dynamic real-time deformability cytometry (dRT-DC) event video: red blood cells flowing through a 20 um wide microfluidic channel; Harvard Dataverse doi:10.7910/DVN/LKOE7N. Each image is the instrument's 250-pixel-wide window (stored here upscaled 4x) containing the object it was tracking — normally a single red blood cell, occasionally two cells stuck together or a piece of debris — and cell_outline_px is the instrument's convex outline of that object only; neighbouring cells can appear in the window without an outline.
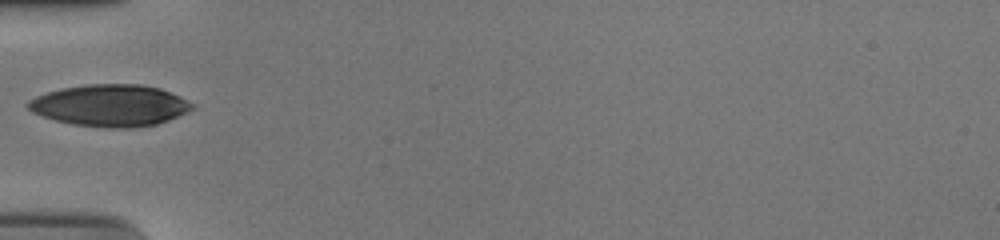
{"species": "human", "species_latin": "Homo sapiens", "temperature_condition": "cold", "stored_images_in_passage": 30, "camera_frame_rate_fps": 3000, "um_per_image_px": 0.085, "donor": {"sex": "male"}, "frame": {"image": 1, "passage_image": 1, "time_ms": 0.0, "image_size_px": [1000, 240], "cell_outline_px": [[196, 104], [188, 112], [168, 120], [156, 124], [132, 128], [108, 128], [72, 124], [56, 120], [32, 112], [24, 104], [28, 100], [36, 96], [60, 88], [88, 84], [140, 84], [160, 88], [180, 96]], "centroid_in_image_um": [9.37, 8.96], "position_along_channel_um": 75.6, "area_um2": 40.06}}
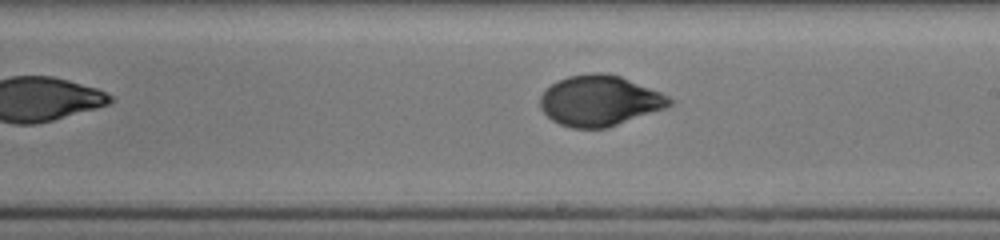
{"frame": {"image": 2, "passage_image": 14, "time_ms": 4.333, "image_size_px": [1000, 240], "cell_outline_px": [[676, 100], [672, 104], [664, 108], [608, 128], [572, 128], [560, 124], [552, 120], [540, 108], [540, 96], [556, 80], [568, 76], [592, 72], [600, 72], [620, 76], [660, 92]], "centroid_in_image_um": [50.96, 8.56], "position_along_channel_um": 238.0, "area_um2": 37.97}}
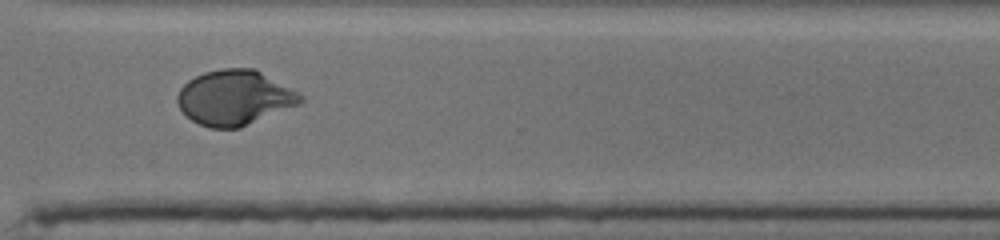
{"frame": {"image": 3, "passage_image": 23, "time_ms": 7.333, "image_size_px": [1000, 240], "cell_outline_px": [[304, 100], [300, 104], [240, 128], [208, 128], [192, 120], [180, 108], [176, 100], [176, 96], [180, 88], [188, 80], [204, 72], [220, 68], [252, 68], [260, 72], [304, 96]], "centroid_in_image_um": [19.91, 8.31], "position_along_channel_um": 350.7, "area_um2": 39.19}, "authors_computed_cell_mechanics": {"area_um2": 38.2058, "velocity_mm_per_s": 3.7543, "shape_relaxation_time_tau1_ms": 4.6419, "shape_relaxation_time_tau2_ms": 1.1584, "deformation_change_tau1": 0.1716, "deformation_change_tau2": 0.0388}}